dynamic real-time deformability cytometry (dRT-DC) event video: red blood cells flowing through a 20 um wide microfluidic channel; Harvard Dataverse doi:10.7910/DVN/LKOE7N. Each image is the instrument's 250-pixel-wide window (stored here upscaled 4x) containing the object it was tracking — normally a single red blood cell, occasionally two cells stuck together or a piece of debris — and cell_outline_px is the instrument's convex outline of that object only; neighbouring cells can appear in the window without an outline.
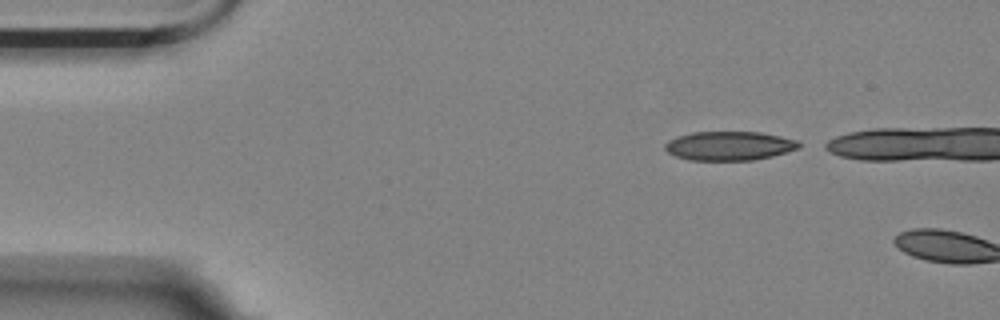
{"species": "Egyptian fruit bat (a non-hibernating species)", "species_latin": "Rousettus aegyptiacus", "temperature_condition": "room temperature", "stored_images_in_passage": 2, "camera_frame_rate_fps": 3000, "um_per_image_px": 0.085, "animal": {"sex": "female"}, "frame": {"image": 1, "passage_image": 1, "time_ms": 0.0, "image_size_px": [1000, 320], "cell_outline_px": [[800, 148], [788, 152], [772, 156], [752, 160], [688, 160], [676, 156], [668, 152], [664, 148], [664, 144], [668, 140], [676, 136], [692, 132], [760, 132], [780, 136], [796, 140], [800, 144]], "centroid_in_image_um": [61.97, 12.39], "position_along_channel_um": 23.0, "area_um2": 22.72}}